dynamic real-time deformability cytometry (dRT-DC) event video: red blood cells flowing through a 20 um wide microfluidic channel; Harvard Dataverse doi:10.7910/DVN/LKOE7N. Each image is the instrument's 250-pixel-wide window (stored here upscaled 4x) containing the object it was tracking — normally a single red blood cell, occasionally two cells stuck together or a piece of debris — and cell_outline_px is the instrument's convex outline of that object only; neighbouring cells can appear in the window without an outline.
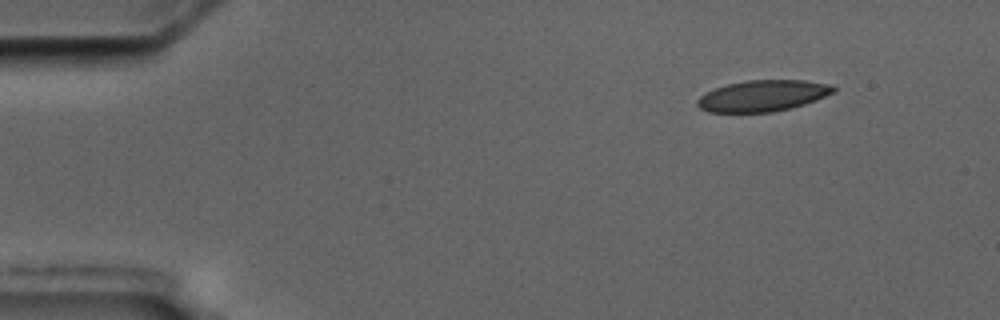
{"species": "common noctule bat (a hibernating species)", "species_latin": "Nyctalus noctula", "temperature_condition": "cold", "stored_images_in_passage": 5, "camera_frame_rate_fps": 3000, "um_per_image_px": 0.085, "animal": {"sex": "male", "body_mass_g": 17.5, "forearm_length_mm": 52.3}, "frame": {"image": 1, "passage_image": 1, "time_ms": 0.0, "image_size_px": [1000, 320], "cell_outline_px": [[836, 92], [816, 100], [804, 104], [772, 112], [708, 112], [700, 108], [696, 104], [696, 100], [704, 92], [712, 88], [728, 84], [748, 80], [804, 80], [828, 84], [836, 88]], "centroid_in_image_um": [64.8, 8.13], "position_along_channel_um": 20.2, "area_um2": 24.8}}
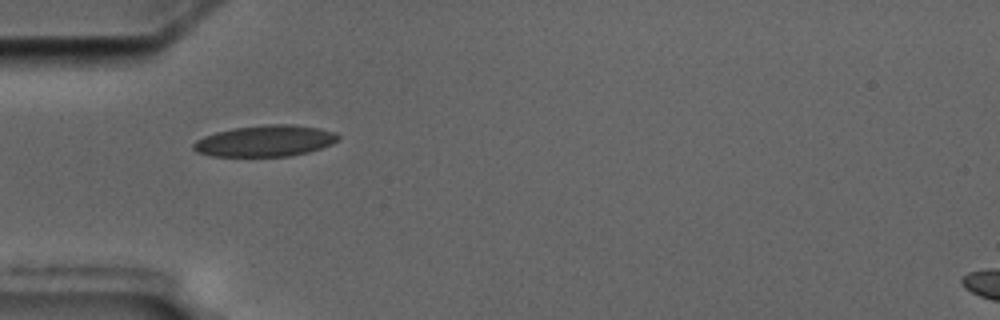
{"frame": {"image": 2, "passage_image": 4, "time_ms": 3.667, "image_size_px": [1000, 320], "cell_outline_px": [[340, 140], [332, 144], [308, 152], [288, 156], [212, 156], [196, 152], [192, 148], [192, 144], [196, 140], [204, 136], [216, 132], [232, 128], [264, 124], [292, 124], [320, 128], [336, 132], [340, 136]], "centroid_in_image_um": [22.55, 11.97], "position_along_channel_um": 62.5, "area_um2": 26.59}}
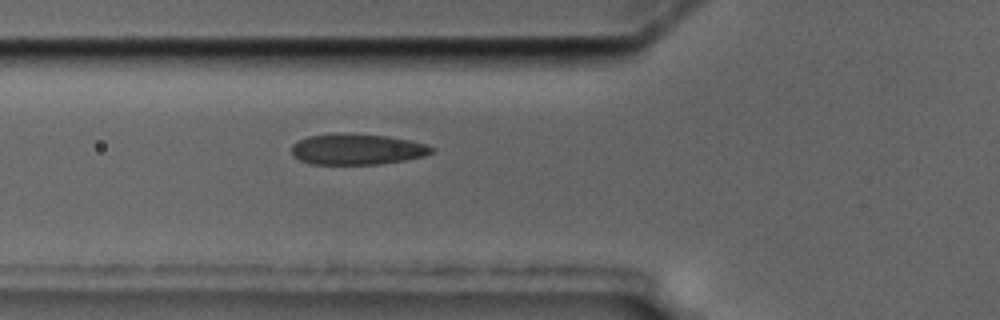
{"frame": {"image": 3, "passage_image": 5, "time_ms": 4.667, "image_size_px": [1000, 320], "cell_outline_px": [[436, 148], [432, 152], [424, 156], [404, 160], [380, 164], [308, 164], [292, 156], [292, 144], [308, 136], [336, 132], [344, 132], [388, 136], [408, 140], [424, 144]], "centroid_in_image_um": [30.31, 12.67], "position_along_channel_um": 95.5, "area_um2": 25.43}}